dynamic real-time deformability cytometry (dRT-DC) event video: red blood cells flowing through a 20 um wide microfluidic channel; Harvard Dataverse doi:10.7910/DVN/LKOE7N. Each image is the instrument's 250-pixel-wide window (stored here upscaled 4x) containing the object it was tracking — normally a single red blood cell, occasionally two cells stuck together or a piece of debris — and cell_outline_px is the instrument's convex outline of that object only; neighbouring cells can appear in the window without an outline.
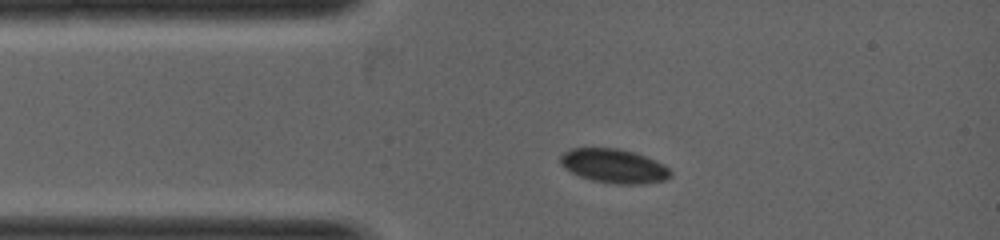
{"species": "common noctule bat (a hibernating species)", "species_latin": "Nyctalus noctula", "temperature_condition": "warm", "stored_images_in_passage": 8, "camera_frame_rate_fps": 5000, "um_per_image_px": 0.085, "animal": {"sex": "female", "body_mass_g": 19.0, "forearm_length_mm": 53.3}, "frame": {"image": 1, "passage_image": 1, "time_ms": 0.0, "image_size_px": [1000, 240], "cell_outline_px": [[672, 176], [664, 180], [644, 184], [616, 184], [592, 180], [580, 176], [564, 168], [560, 164], [560, 156], [568, 148], [616, 148], [636, 152], [656, 160], [664, 164], [672, 172]], "centroid_in_image_um": [52.2, 14.1], "position_along_channel_um": 32.8, "area_um2": 22.08}}
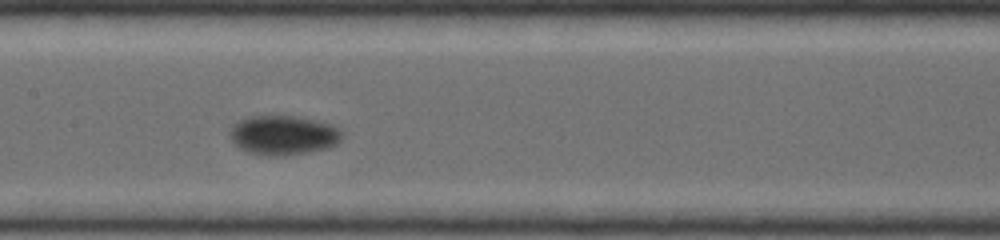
{"frame": {"image": 2, "passage_image": 5, "time_ms": 2.2, "image_size_px": [1000, 240], "cell_outline_px": [[344, 136], [336, 144], [328, 148], [308, 152], [272, 156], [268, 156], [248, 152], [240, 148], [228, 136], [228, 132], [232, 124], [236, 120], [248, 116], [296, 116], [332, 124], [340, 128]], "centroid_in_image_um": [24.06, 11.47], "position_along_channel_um": 183.3, "area_um2": 26.01}}
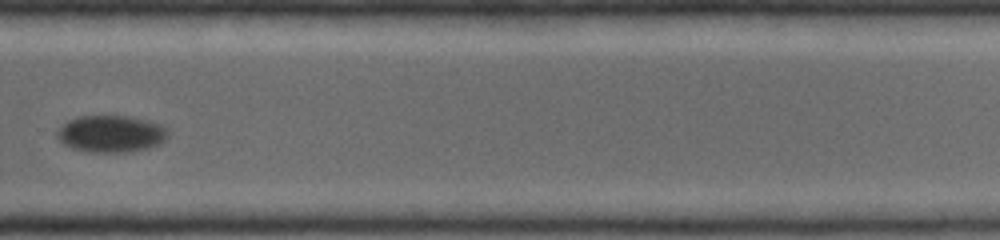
{"frame": {"image": 3, "passage_image": 8, "time_ms": 4.0, "image_size_px": [1000, 240], "cell_outline_px": [[168, 136], [160, 144], [148, 148], [128, 152], [92, 152], [72, 148], [64, 144], [56, 136], [56, 132], [68, 120], [80, 116], [132, 116], [148, 120], [160, 124], [168, 132]], "centroid_in_image_um": [9.45, 11.37], "position_along_channel_um": 320.4, "area_um2": 23.81}}